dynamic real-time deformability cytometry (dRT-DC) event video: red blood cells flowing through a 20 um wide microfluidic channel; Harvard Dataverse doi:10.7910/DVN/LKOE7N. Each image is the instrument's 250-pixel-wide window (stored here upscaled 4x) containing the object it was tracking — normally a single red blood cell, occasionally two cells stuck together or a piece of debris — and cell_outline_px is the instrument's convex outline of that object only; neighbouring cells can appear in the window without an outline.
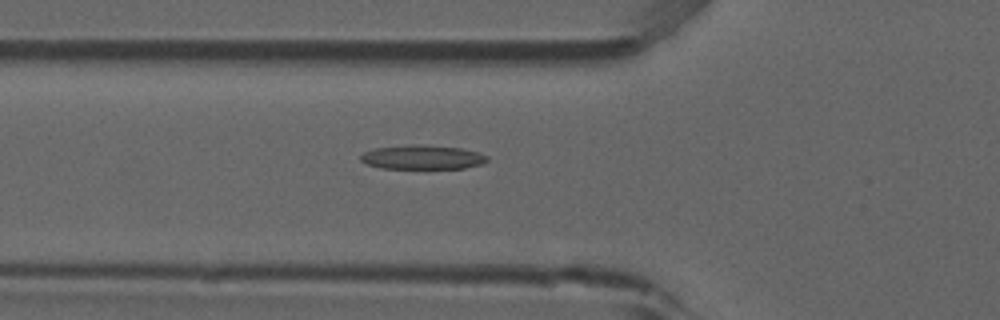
{"species": "common noctule bat (a hibernating species)", "species_latin": "Nyctalus noctula", "temperature_condition": "room temperature", "stored_images_in_passage": 38, "camera_frame_rate_fps": 3000, "um_per_image_px": 0.085, "animal": {"sex": "male", "forearm_length_mm": 52.5}, "frame": {"image": 1, "passage_image": 4, "time_ms": 1.0, "image_size_px": [1000, 320], "cell_outline_px": [[488, 160], [480, 164], [464, 168], [380, 168], [368, 164], [360, 160], [360, 156], [364, 152], [376, 148], [412, 144], [460, 148], [476, 152], [488, 156]], "centroid_in_image_um": [35.88, 13.36], "position_along_channel_um": 89.9, "area_um2": 17.51}}
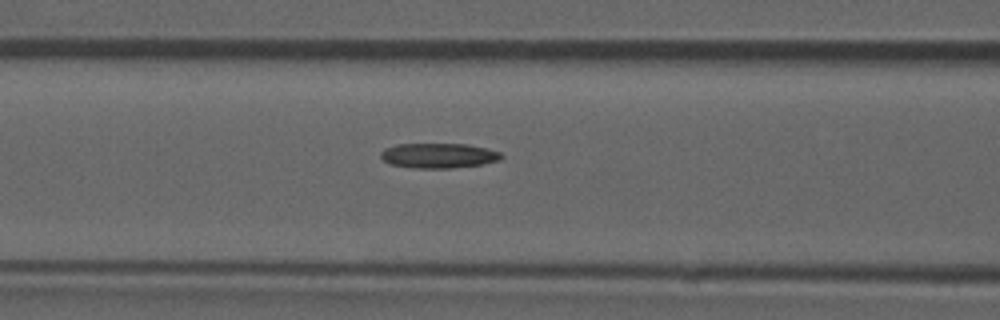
{"frame": {"image": 2, "passage_image": 7, "time_ms": 2.0, "image_size_px": [1000, 320], "cell_outline_px": [[504, 156], [500, 160], [480, 164], [452, 168], [412, 168], [388, 164], [380, 156], [380, 152], [384, 148], [396, 144], [468, 144], [488, 148], [500, 152]], "centroid_in_image_um": [37.26, 13.22], "position_along_channel_um": 129.3, "area_um2": 17.69}}
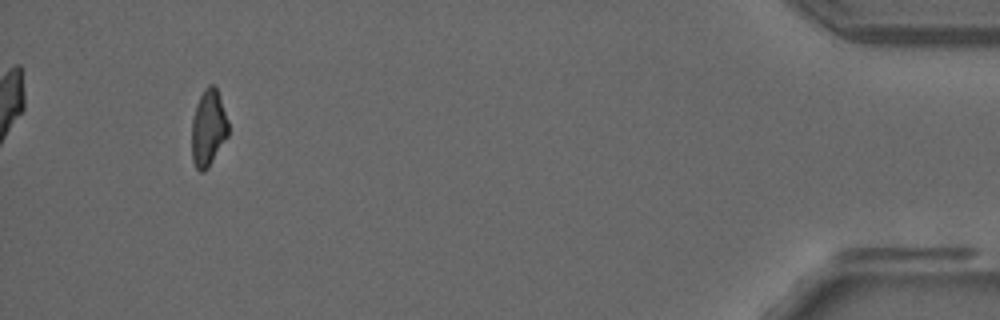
{"frame": {"image": 3, "passage_image": 35, "time_ms": 11.333, "image_size_px": [1000, 320], "cell_outline_px": [[228, 136], [208, 168], [204, 172], [200, 172], [196, 168], [192, 160], [192, 120], [196, 104], [204, 88], [208, 84], [212, 84], [216, 88], [228, 120]], "centroid_in_image_um": [17.7, 10.9], "position_along_channel_um": 417.5, "area_um2": 16.3}, "authors_computed_cell_mechanics": {"area_um2": 17.3111, "velocity_mm_per_s": 3.8802, "shape_relaxation_time_tau1_ms": null, "shape_relaxation_time_tau2_ms": 8.7123, "deformation_change_tau1": null, "deformation_change_tau2": 0.2118}}